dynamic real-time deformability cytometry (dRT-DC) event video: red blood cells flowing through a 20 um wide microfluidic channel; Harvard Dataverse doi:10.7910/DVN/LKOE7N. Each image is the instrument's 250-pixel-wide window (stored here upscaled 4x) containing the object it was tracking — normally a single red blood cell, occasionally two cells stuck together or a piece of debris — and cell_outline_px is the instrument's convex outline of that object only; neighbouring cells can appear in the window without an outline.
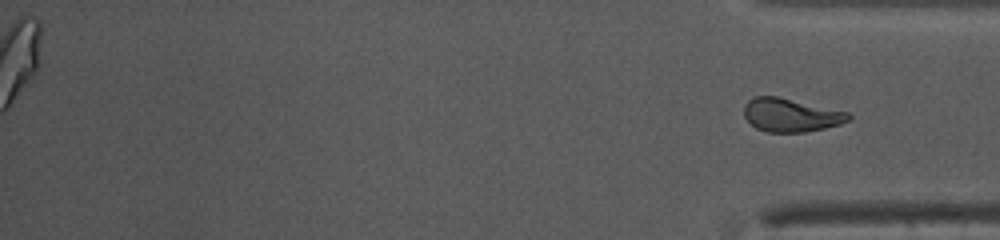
{"species": "common noctule bat (a hibernating species)", "species_latin": "Nyctalus noctula", "temperature_condition": "warm", "stored_images_in_passage": 46, "segment_of_instrument_passage": [2, 2], "camera_frame_rate_fps": 3000, "um_per_image_px": 0.085, "animal": {"sex": "female", "body_mass_g": 10.0, "forearm_length_mm": 53.1}, "frame": {"image": 1, "passage_image": 46, "time_ms": 15.0, "image_size_px": [1000, 240], "cell_outline_px": [[852, 116], [848, 120], [840, 124], [824, 128], [804, 132], [768, 132], [756, 128], [744, 116], [744, 104], [748, 100], [756, 96], [776, 96], [848, 112]], "centroid_in_image_um": [67.2, 9.78], "position_along_channel_um": 368.0, "area_um2": 20.11}}